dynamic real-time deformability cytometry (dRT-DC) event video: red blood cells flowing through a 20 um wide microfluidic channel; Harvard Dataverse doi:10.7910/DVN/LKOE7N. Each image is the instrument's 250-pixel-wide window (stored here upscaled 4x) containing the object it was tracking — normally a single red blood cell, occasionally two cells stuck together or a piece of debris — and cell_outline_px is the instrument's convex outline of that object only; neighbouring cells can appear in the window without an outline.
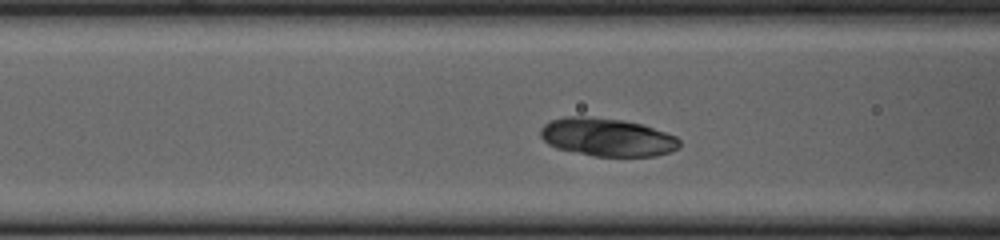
{"species": "common noctule bat (a hibernating species)", "species_latin": "Nyctalus noctula", "temperature_condition": "cold", "stored_images_in_passage": 45, "camera_frame_rate_fps": 3000, "um_per_image_px": 0.085, "animal": {"sex": "female", "body_mass_g": 23.0, "forearm_length_mm": 53.4}, "frame": {"image": 1, "passage_image": 12, "time_ms": 3.667, "image_size_px": [1000, 240], "cell_outline_px": [[680, 148], [656, 156], [592, 156], [556, 148], [548, 144], [540, 136], [540, 128], [544, 124], [552, 120], [564, 116], [584, 116], [624, 120], [644, 124], [676, 136], [680, 140]], "centroid_in_image_um": [51.61, 11.66], "position_along_channel_um": 115.0, "area_um2": 31.1}}
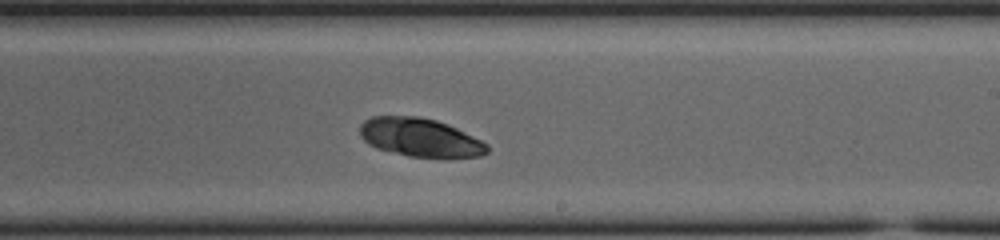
{"frame": {"image": 2, "passage_image": 23, "time_ms": 7.333, "image_size_px": [1000, 240], "cell_outline_px": [[488, 152], [480, 156], [452, 160], [448, 160], [408, 156], [376, 148], [368, 144], [360, 136], [360, 124], [364, 120], [372, 116], [420, 116], [436, 120], [448, 124], [488, 144]], "centroid_in_image_um": [35.74, 11.72], "position_along_channel_um": 253.3, "area_um2": 29.3}}
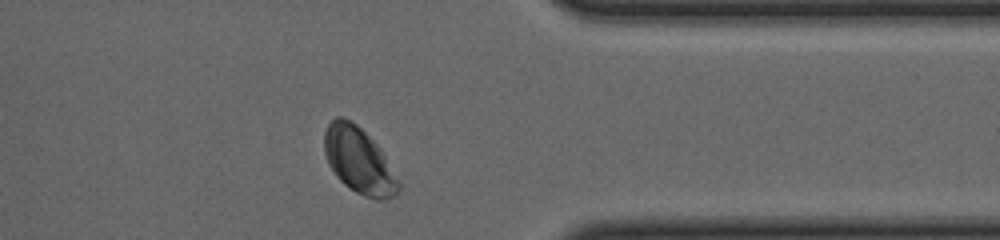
{"frame": {"image": 3, "passage_image": 34, "time_ms": 11.0, "image_size_px": [1000, 240], "cell_outline_px": [[400, 188], [392, 196], [384, 200], [376, 200], [364, 196], [356, 192], [344, 184], [336, 176], [328, 164], [324, 152], [324, 132], [328, 124], [336, 116], [344, 116], [352, 120], [376, 144], [384, 156], [400, 184]], "centroid_in_image_um": [30.46, 13.63], "position_along_channel_um": 380.9, "area_um2": 28.21}}